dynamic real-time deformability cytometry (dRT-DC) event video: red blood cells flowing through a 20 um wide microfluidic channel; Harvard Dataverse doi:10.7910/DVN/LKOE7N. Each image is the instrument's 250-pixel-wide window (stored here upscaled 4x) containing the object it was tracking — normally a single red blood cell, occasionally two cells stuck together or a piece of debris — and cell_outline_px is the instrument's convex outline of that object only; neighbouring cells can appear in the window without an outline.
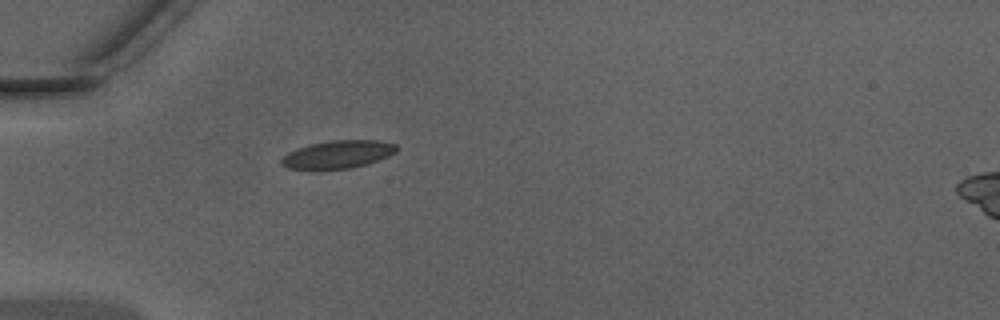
{"species": "Egyptian fruit bat (a non-hibernating species)", "species_latin": "Rousettus aegyptiacus", "temperature_condition": "warm", "stored_images_in_passage": 34, "camera_frame_rate_fps": 3000, "um_per_image_px": 0.085, "animal": {"sex": "male"}, "frame": {"image": 1, "passage_image": 1, "time_ms": 0.0, "image_size_px": [1000, 320], "cell_outline_px": [[400, 148], [396, 152], [388, 156], [352, 168], [312, 172], [288, 168], [280, 164], [280, 160], [288, 152], [312, 144], [332, 140], [376, 140], [396, 144]], "centroid_in_image_um": [28.67, 13.17], "position_along_channel_um": 56.3, "area_um2": 19.13}}
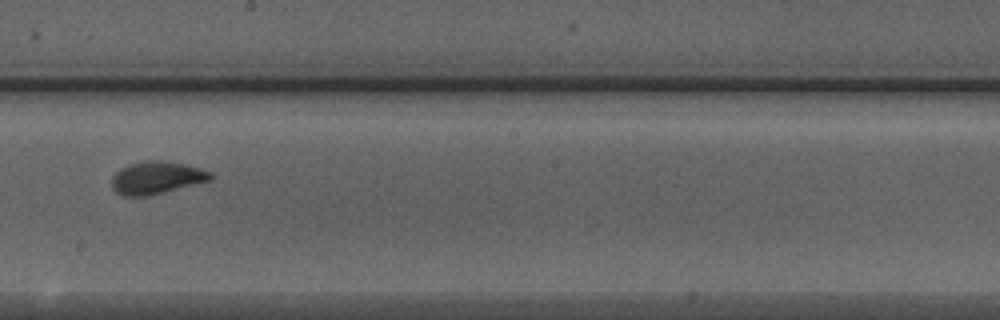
{"frame": {"image": 2, "passage_image": 14, "time_ms": 4.333, "image_size_px": [1000, 320], "cell_outline_px": [[216, 176], [212, 180], [148, 196], [124, 196], [116, 192], [112, 188], [112, 176], [120, 168], [128, 164], [148, 160], [160, 160], [184, 164], [200, 168], [212, 172]], "centroid_in_image_um": [13.33, 15.1], "position_along_channel_um": 234.9, "area_um2": 18.9}}
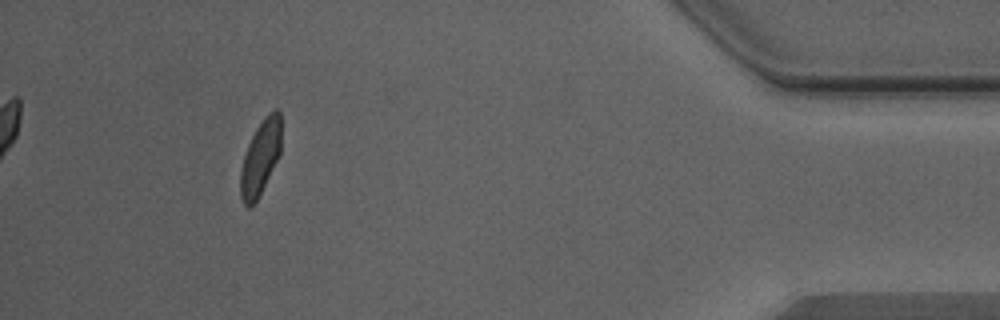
{"frame": {"image": 3, "passage_image": 30, "time_ms": 9.667, "image_size_px": [1000, 320], "cell_outline_px": [[280, 156], [256, 200], [248, 208], [244, 204], [240, 196], [240, 172], [244, 156], [248, 144], [256, 128], [268, 112], [276, 108], [280, 112]], "centroid_in_image_um": [22.13, 13.38], "position_along_channel_um": 413.1, "area_um2": 17.51}, "authors_computed_cell_mechanics": {"area_um2": 18.3804, "velocity_mm_per_s": 4.3639, "shape_relaxation_time_tau1_ms": 2.2858, "shape_relaxation_time_tau2_ms": null, "deformation_change_tau1": 0.0975, "deformation_change_tau2": null}}